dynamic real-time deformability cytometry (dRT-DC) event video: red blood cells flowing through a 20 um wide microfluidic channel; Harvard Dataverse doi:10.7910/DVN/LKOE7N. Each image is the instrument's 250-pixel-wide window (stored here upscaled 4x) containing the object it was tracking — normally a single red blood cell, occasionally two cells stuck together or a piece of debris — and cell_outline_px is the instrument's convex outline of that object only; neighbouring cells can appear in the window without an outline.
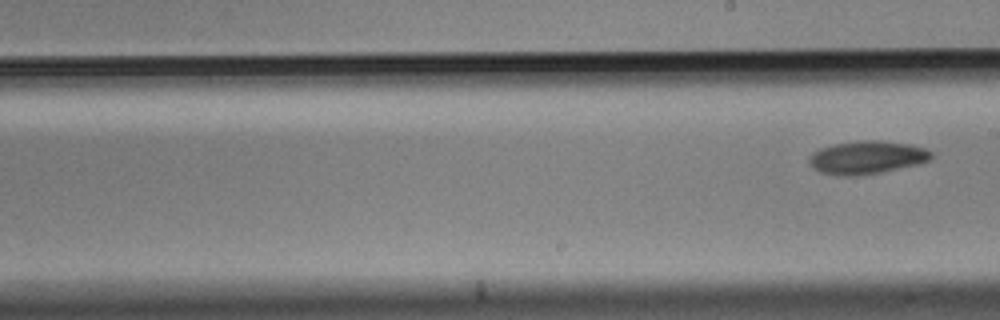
{"species": "Egyptian fruit bat (a non-hibernating species)", "species_latin": "Rousettus aegyptiacus", "temperature_condition": "cold", "stored_images_in_passage": 10, "segment_of_instrument_passage": [2, 2], "camera_frame_rate_fps": 3000, "um_per_image_px": 0.085, "animal": {"sex": "male"}, "frame": {"image": 1, "passage_image": 10, "time_ms": 3.0, "image_size_px": [1000, 320], "cell_outline_px": [[932, 156], [928, 160], [920, 164], [880, 172], [852, 176], [844, 176], [820, 172], [808, 160], [820, 148], [836, 144], [860, 140], [880, 140], [912, 144], [924, 148], [932, 152]], "centroid_in_image_um": [73.75, 13.37], "position_along_channel_um": 215.2, "area_um2": 23.18}}